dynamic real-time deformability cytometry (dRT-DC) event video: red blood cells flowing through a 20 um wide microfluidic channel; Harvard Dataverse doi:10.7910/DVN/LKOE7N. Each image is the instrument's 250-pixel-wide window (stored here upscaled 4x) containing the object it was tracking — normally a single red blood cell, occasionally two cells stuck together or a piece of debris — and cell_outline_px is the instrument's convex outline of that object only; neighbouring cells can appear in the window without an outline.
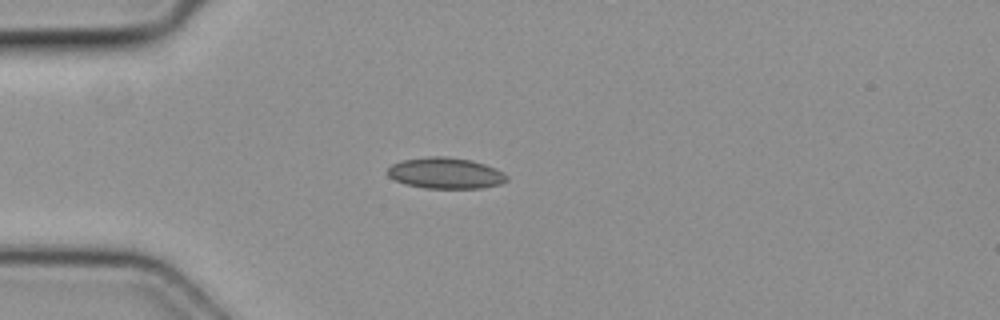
{"species": "common noctule bat (a hibernating species)", "species_latin": "Nyctalus noctula", "temperature_condition": "cold", "stored_images_in_passage": 5, "camera_frame_rate_fps": 3000, "um_per_image_px": 0.085, "animal": {"sex": "female", "body_mass_g": 19.3, "forearm_length_mm": 54.1}, "frame": {"image": 1, "passage_image": 5, "time_ms": 1.333, "image_size_px": [1000, 320], "cell_outline_px": [[508, 180], [500, 184], [480, 188], [424, 188], [404, 184], [388, 176], [388, 168], [392, 164], [404, 160], [428, 156], [444, 156], [472, 160], [496, 168], [504, 172], [508, 176]], "centroid_in_image_um": [37.89, 14.72], "position_along_channel_um": 47.1, "area_um2": 21.62}}